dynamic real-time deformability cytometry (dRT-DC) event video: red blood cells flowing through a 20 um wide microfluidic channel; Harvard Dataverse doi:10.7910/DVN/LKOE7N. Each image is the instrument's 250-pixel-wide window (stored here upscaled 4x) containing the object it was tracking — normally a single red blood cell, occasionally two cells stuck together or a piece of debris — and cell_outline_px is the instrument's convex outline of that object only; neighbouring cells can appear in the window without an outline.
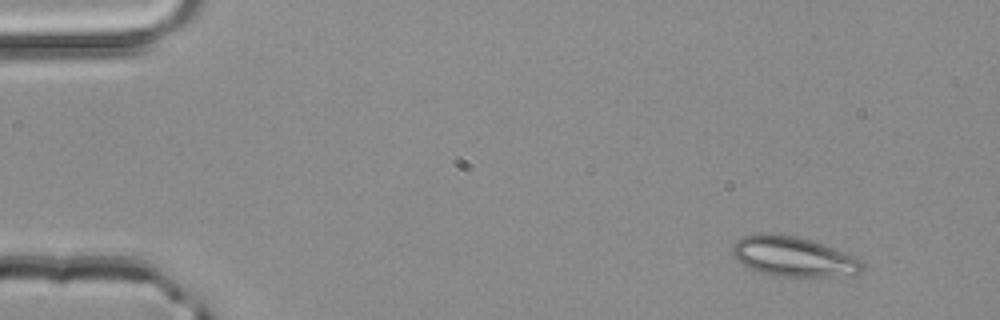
{"species": "common noctule bat (a hibernating species)", "species_latin": "Nyctalus noctula", "temperature_condition": "room temperature", "stored_images_in_passage": 3, "camera_frame_rate_fps": 3000, "um_per_image_px": 0.085, "animal": {"sex": "male", "body_mass_g": 20.4}, "frame": {"image": 1, "passage_image": 1, "time_ms": 0.0, "image_size_px": [1000, 320], "cell_outline_px": [[864, 268], [860, 272], [832, 276], [776, 276], [760, 272], [748, 268], [736, 260], [732, 256], [732, 244], [736, 240], [744, 236], [760, 232], [796, 236], [812, 240], [836, 248], [856, 256], [860, 260]], "centroid_in_image_um": [67.39, 21.79], "position_along_channel_um": 17.6, "area_um2": 30.35}}